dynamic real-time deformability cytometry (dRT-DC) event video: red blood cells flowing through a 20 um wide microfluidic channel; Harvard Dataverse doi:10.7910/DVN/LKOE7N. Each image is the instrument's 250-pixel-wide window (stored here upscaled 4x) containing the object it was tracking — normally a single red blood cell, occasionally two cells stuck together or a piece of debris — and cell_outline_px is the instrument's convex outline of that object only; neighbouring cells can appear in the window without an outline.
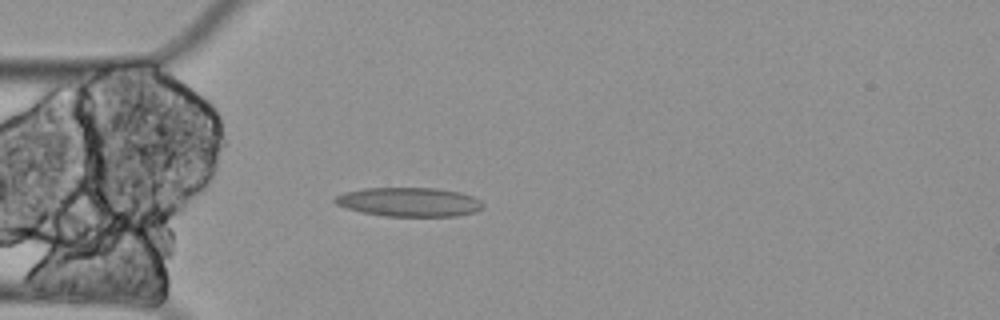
{"species": "Egyptian fruit bat (a non-hibernating species)", "species_latin": "Rousettus aegyptiacus", "temperature_condition": "cold", "stored_images_in_passage": 4, "camera_frame_rate_fps": 3000, "um_per_image_px": 0.085, "animal": {"sex": "female"}, "frame": {"image": 1, "passage_image": 4, "time_ms": 1.0, "image_size_px": [1000, 320], "cell_outline_px": [[484, 204], [476, 212], [456, 216], [388, 216], [364, 212], [348, 208], [336, 204], [332, 200], [336, 196], [344, 192], [364, 188], [436, 188], [460, 192], [472, 196], [480, 200]], "centroid_in_image_um": [34.79, 17.16], "position_along_channel_um": 50.2, "area_um2": 24.91}}